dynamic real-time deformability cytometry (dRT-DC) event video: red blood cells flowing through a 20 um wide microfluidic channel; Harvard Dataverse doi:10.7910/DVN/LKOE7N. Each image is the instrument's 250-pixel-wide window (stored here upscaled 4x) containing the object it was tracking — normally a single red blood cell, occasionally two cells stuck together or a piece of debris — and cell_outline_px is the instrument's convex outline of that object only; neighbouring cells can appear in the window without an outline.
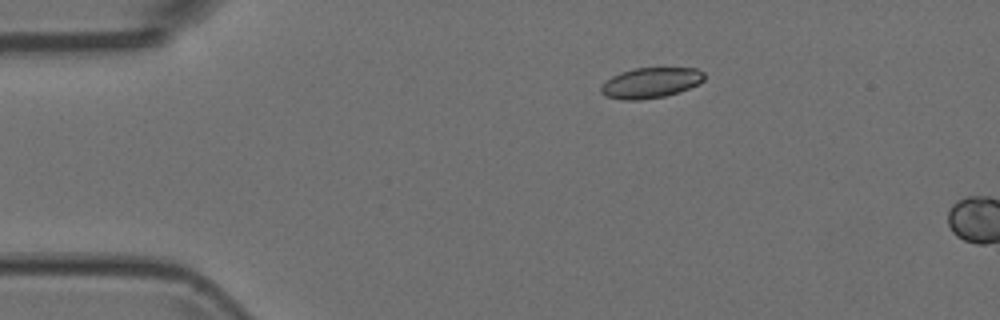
{"species": "Egyptian fruit bat (a non-hibernating species)", "species_latin": "Rousettus aegyptiacus", "temperature_condition": "room temperature", "stored_images_in_passage": 4, "camera_frame_rate_fps": 3000, "um_per_image_px": 0.085, "animal": {"sex": "female"}, "frame": {"image": 1, "passage_image": 3, "time_ms": 0.667, "image_size_px": [1000, 320], "cell_outline_px": [[704, 80], [700, 84], [664, 96], [640, 100], [620, 100], [604, 96], [600, 92], [600, 84], [612, 76], [636, 68], [696, 68], [704, 72]], "centroid_in_image_um": [55.28, 7.05], "position_along_channel_um": 29.7, "area_um2": 18.32}}